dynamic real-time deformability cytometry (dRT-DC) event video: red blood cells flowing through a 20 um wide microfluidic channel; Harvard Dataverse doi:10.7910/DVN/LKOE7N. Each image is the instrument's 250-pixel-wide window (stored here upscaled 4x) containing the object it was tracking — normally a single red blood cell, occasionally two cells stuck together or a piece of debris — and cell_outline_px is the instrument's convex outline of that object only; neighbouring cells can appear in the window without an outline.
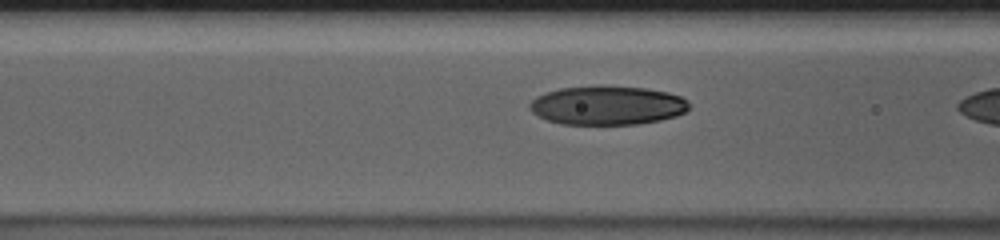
{"species": "human", "species_latin": "Homo sapiens", "temperature_condition": "cold", "stored_images_in_passage": 21, "camera_frame_rate_fps": 3000, "um_per_image_px": 0.085, "donor": {"sex": "male"}, "frame": {"image": 1, "passage_image": 19, "time_ms": 6.0, "image_size_px": [1000, 240], "cell_outline_px": [[688, 108], [684, 112], [676, 116], [660, 120], [636, 124], [560, 124], [548, 120], [532, 112], [528, 108], [528, 104], [536, 96], [544, 92], [560, 88], [600, 84], [644, 88], [668, 92], [680, 96], [688, 100]], "centroid_in_image_um": [51.59, 8.93], "position_along_channel_um": 115.0, "area_um2": 36.59}}